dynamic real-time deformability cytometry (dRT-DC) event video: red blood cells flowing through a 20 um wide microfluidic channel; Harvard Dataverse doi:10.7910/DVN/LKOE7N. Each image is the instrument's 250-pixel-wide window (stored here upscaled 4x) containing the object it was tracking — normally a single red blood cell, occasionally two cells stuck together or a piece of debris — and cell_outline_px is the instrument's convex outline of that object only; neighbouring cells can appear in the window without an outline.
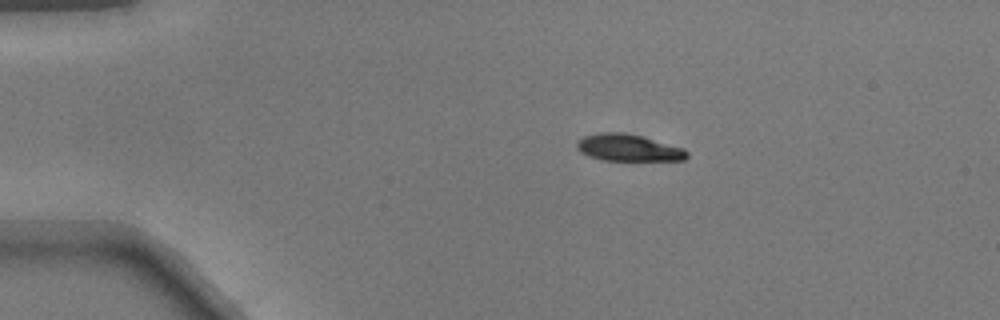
{"species": "common noctule bat (a hibernating species)", "species_latin": "Nyctalus noctula", "temperature_condition": "warm", "stored_images_in_passage": 41, "camera_frame_rate_fps": 3000, "um_per_image_px": 0.085, "animal": {"sex": "male", "body_mass_g": 17.9}, "frame": {"image": 1, "passage_image": 1, "time_ms": 0.0, "image_size_px": [1000, 320], "cell_outline_px": [[688, 156], [684, 160], [604, 160], [588, 156], [580, 152], [576, 148], [576, 140], [584, 136], [600, 132], [624, 132], [644, 136], [684, 148], [688, 152]], "centroid_in_image_um": [53.39, 12.54], "position_along_channel_um": 31.6, "area_um2": 17.46}}
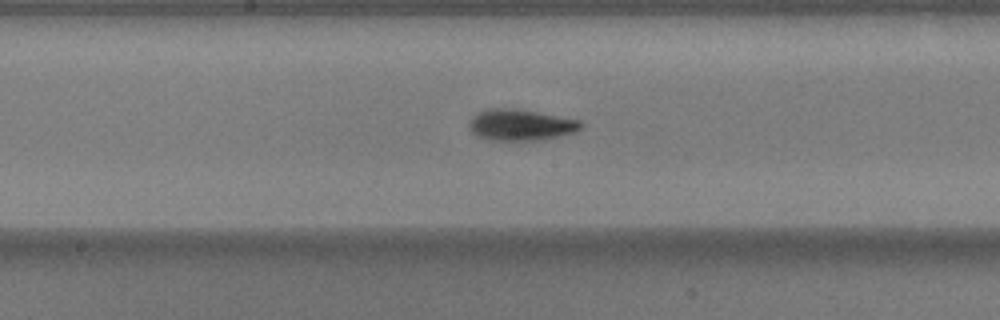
{"frame": {"image": 2, "passage_image": 18, "time_ms": 5.667, "image_size_px": [1000, 320], "cell_outline_px": [[584, 124], [576, 132], [540, 140], [492, 140], [476, 136], [468, 128], [468, 120], [476, 112], [488, 108], [516, 108], [580, 120]], "centroid_in_image_um": [44.21, 10.6], "position_along_channel_um": 204.0, "area_um2": 20.58}}
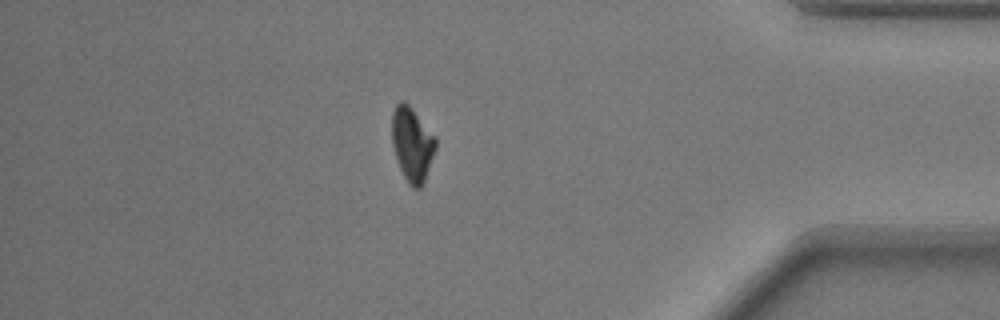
{"frame": {"image": 3, "passage_image": 35, "time_ms": 11.333, "image_size_px": [1000, 320], "cell_outline_px": [[436, 148], [424, 184], [420, 188], [412, 188], [408, 184], [396, 160], [392, 144], [392, 112], [396, 104], [400, 100], [404, 100], [412, 108], [436, 136]], "centroid_in_image_um": [35.03, 12.26], "position_along_channel_um": 400.2, "area_um2": 19.19}}